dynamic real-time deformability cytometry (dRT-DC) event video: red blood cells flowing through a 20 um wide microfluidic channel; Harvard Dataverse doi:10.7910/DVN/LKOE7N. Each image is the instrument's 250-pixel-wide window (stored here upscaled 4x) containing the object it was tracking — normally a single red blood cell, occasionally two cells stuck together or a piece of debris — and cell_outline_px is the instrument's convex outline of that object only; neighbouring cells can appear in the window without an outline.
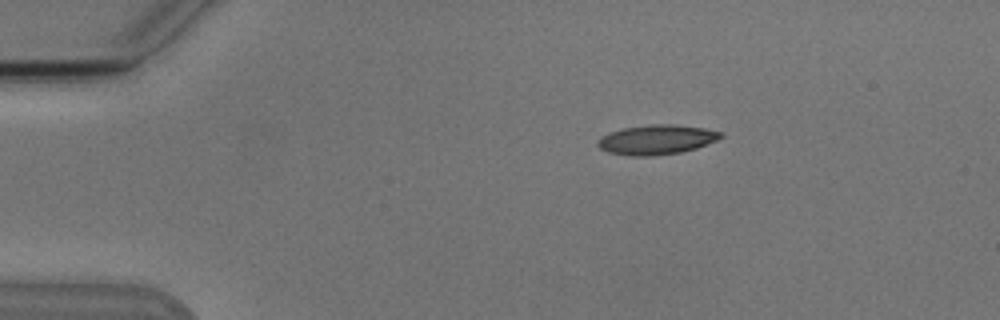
{"species": "Egyptian fruit bat (a non-hibernating species)", "species_latin": "Rousettus aegyptiacus", "temperature_condition": "cold", "stored_images_in_passage": 4, "camera_frame_rate_fps": 3000, "um_per_image_px": 0.085, "animal": {"sex": "male"}, "frame": {"image": 1, "passage_image": 2, "time_ms": 2.0, "image_size_px": [1000, 320], "cell_outline_px": [[724, 136], [716, 140], [696, 148], [680, 152], [652, 156], [632, 156], [608, 152], [600, 148], [596, 144], [596, 140], [600, 136], [608, 132], [624, 128], [648, 124], [676, 124], [704, 128], [724, 132]], "centroid_in_image_um": [55.79, 11.86], "position_along_channel_um": 29.2, "area_um2": 21.44}}